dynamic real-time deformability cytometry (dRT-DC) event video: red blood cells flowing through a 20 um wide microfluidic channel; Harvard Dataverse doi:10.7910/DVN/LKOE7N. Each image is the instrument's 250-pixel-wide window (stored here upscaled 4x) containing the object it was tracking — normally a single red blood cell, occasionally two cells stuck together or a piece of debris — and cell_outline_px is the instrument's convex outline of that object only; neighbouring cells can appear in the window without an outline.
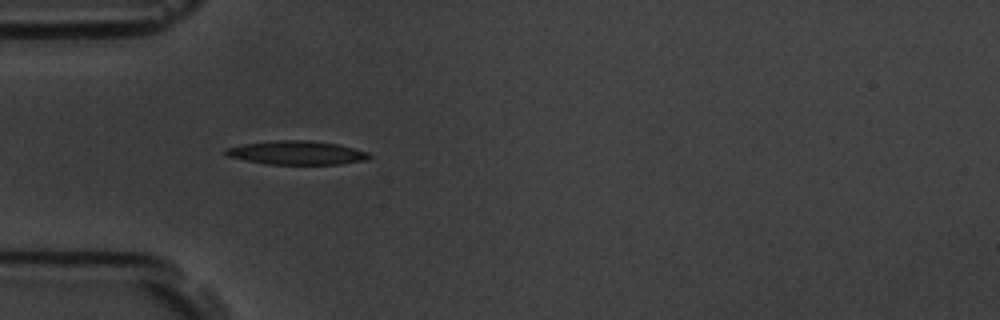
{"species": "common noctule bat (a hibernating species)", "species_latin": "Nyctalus noctula", "temperature_condition": "room temperature", "stored_images_in_passage": 9, "camera_frame_rate_fps": 3000, "um_per_image_px": 0.085, "animal": {"sex": "male", "body_mass_g": 19.5, "forearm_length_mm": 54.6}, "frame": {"image": 1, "passage_image": 6, "time_ms": 6.667, "image_size_px": [1000, 320], "cell_outline_px": [[372, 156], [368, 160], [340, 164], [264, 164], [228, 156], [224, 152], [224, 148], [244, 144], [272, 140], [312, 140], [336, 144], [368, 152]], "centroid_in_image_um": [25.22, 12.98], "position_along_channel_um": 59.8, "area_um2": 19.88}}
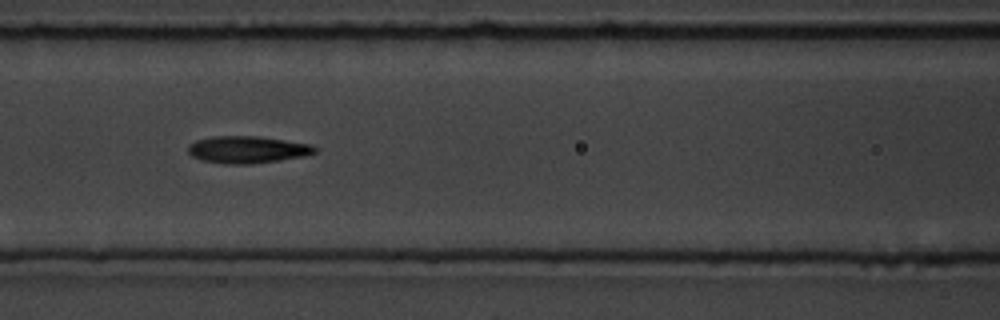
{"frame": {"image": 2, "passage_image": 8, "time_ms": 9.0, "image_size_px": [1000, 320], "cell_outline_px": [[320, 148], [316, 152], [304, 156], [280, 160], [252, 164], [224, 164], [200, 160], [192, 156], [188, 152], [188, 144], [196, 140], [212, 136], [260, 136], [312, 144]], "centroid_in_image_um": [21.04, 12.71], "position_along_channel_um": 145.6, "area_um2": 20.35}}
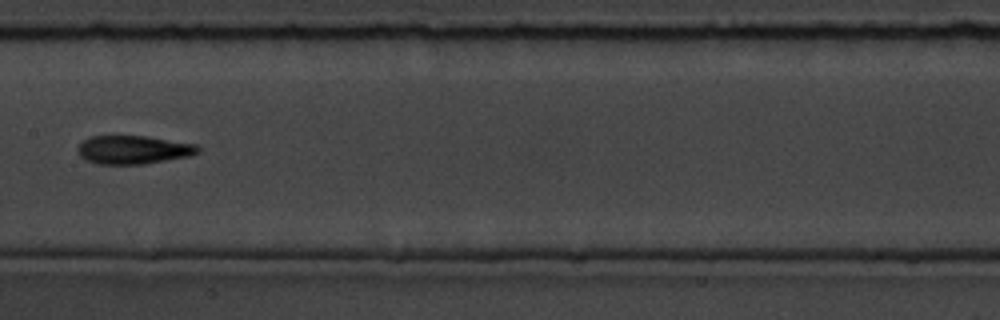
{"frame": {"image": 3, "passage_image": 9, "time_ms": 10.333, "image_size_px": [1000, 320], "cell_outline_px": [[200, 152], [188, 156], [144, 164], [96, 164], [80, 156], [76, 152], [76, 148], [88, 136], [144, 136], [196, 144], [200, 148]], "centroid_in_image_um": [11.3, 12.73], "position_along_channel_um": 196.1, "area_um2": 19.88}}